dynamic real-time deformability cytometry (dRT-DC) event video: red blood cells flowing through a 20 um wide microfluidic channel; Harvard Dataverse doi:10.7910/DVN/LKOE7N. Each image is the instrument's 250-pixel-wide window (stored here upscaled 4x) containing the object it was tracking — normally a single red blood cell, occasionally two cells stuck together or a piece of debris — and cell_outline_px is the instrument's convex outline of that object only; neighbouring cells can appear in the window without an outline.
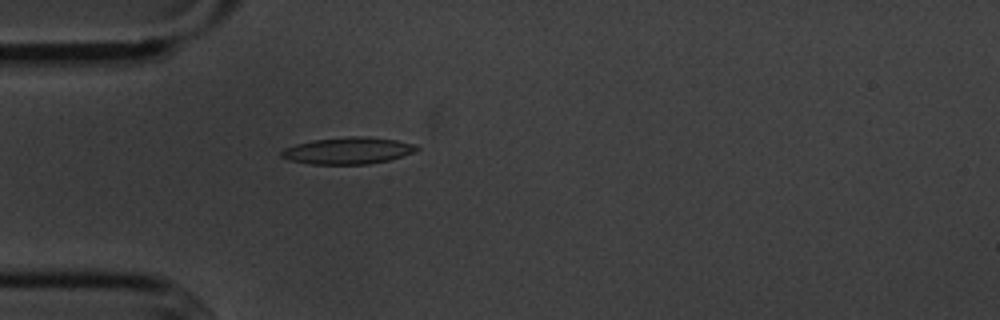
{"species": "common noctule bat (a hibernating species)", "species_latin": "Nyctalus noctula", "temperature_condition": "cold", "stored_images_in_passage": 3, "camera_frame_rate_fps": 3000, "um_per_image_px": 0.085, "animal": {"sex": "male", "body_mass_g": 20.1, "forearm_length_mm": 53.5}, "frame": {"image": 1, "passage_image": 3, "time_ms": 2.333, "image_size_px": [1000, 320], "cell_outline_px": [[420, 148], [416, 152], [388, 160], [368, 164], [312, 164], [288, 160], [280, 156], [280, 152], [284, 148], [296, 144], [312, 140], [348, 136], [368, 136], [396, 140], [416, 144]], "centroid_in_image_um": [29.59, 12.8], "position_along_channel_um": 55.4, "area_um2": 21.27}}